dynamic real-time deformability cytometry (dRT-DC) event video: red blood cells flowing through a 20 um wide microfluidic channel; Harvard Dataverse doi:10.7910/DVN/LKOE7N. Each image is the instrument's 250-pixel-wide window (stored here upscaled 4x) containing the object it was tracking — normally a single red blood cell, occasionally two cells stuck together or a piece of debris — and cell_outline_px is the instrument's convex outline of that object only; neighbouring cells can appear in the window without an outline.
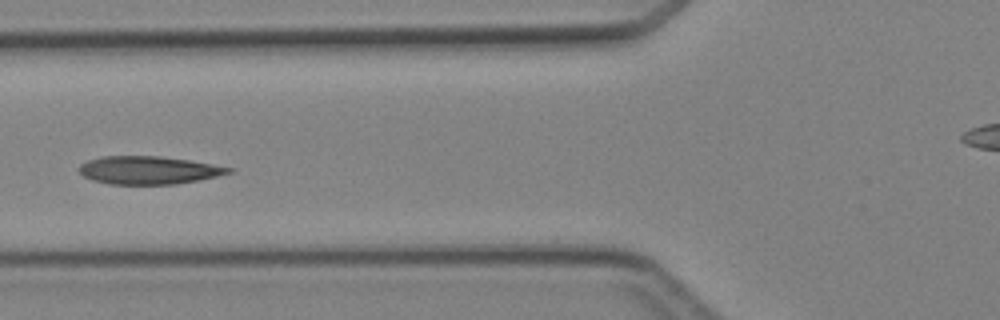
{"species": "Egyptian fruit bat (a non-hibernating species)", "species_latin": "Rousettus aegyptiacus", "temperature_condition": "cold", "stored_images_in_passage": 8, "segment_of_instrument_passage": [1, 2], "camera_frame_rate_fps": 3000, "um_per_image_px": 0.085, "animal": {"sex": "female"}, "frame": {"image": 1, "passage_image": 6, "time_ms": 6.0, "image_size_px": [1000, 320], "cell_outline_px": [[236, 172], [176, 184], [108, 184], [92, 180], [84, 176], [76, 168], [80, 164], [88, 160], [100, 156], [160, 156], [188, 160], [236, 168]], "centroid_in_image_um": [12.63, 14.46], "position_along_channel_um": 113.2, "area_um2": 24.51}}
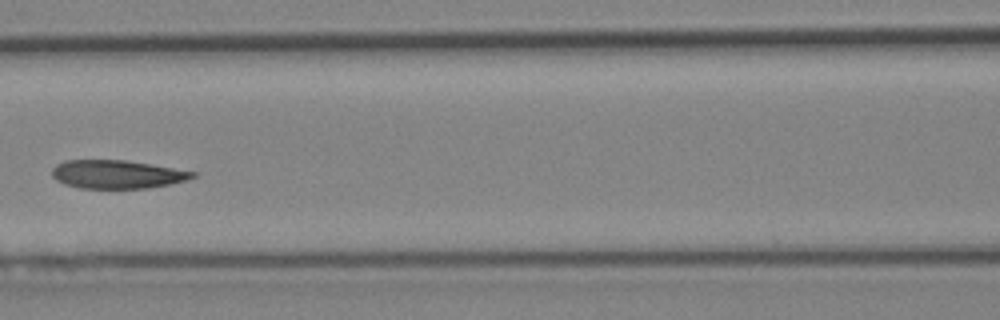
{"frame": {"image": 2, "passage_image": 7, "time_ms": 7.0, "image_size_px": [1000, 320], "cell_outline_px": [[196, 176], [184, 180], [168, 184], [148, 188], [80, 188], [64, 184], [56, 180], [52, 176], [52, 168], [56, 164], [64, 160], [124, 160], [196, 172]], "centroid_in_image_um": [9.88, 14.81], "position_along_channel_um": 156.7, "area_um2": 23.0}}